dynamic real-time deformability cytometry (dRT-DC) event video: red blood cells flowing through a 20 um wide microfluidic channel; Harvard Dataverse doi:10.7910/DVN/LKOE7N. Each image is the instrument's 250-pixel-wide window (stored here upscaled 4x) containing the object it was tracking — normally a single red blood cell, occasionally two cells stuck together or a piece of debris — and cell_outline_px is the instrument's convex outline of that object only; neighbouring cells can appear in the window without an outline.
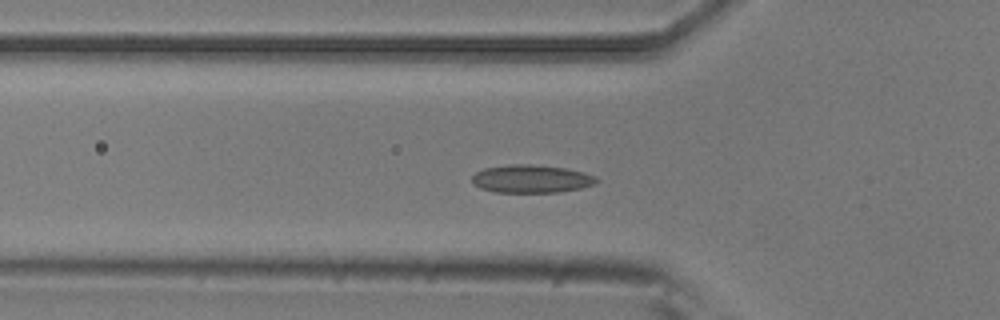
{"species": "common noctule bat (a hibernating species)", "species_latin": "Nyctalus noctula", "temperature_condition": "room temperature", "stored_images_in_passage": 54, "camera_frame_rate_fps": 3000, "um_per_image_px": 0.085, "animal": {"sex": "male", "body_mass_g": 20.5, "forearm_length_mm": 52.5}, "frame": {"image": 1, "passage_image": 17, "time_ms": 5.333, "image_size_px": [1000, 320], "cell_outline_px": [[600, 180], [596, 184], [580, 188], [560, 192], [496, 192], [480, 188], [472, 180], [472, 176], [476, 172], [484, 168], [508, 164], [532, 164], [564, 168], [584, 172], [596, 176]], "centroid_in_image_um": [45.2, 15.19], "position_along_channel_um": 80.6, "area_um2": 20.35}}
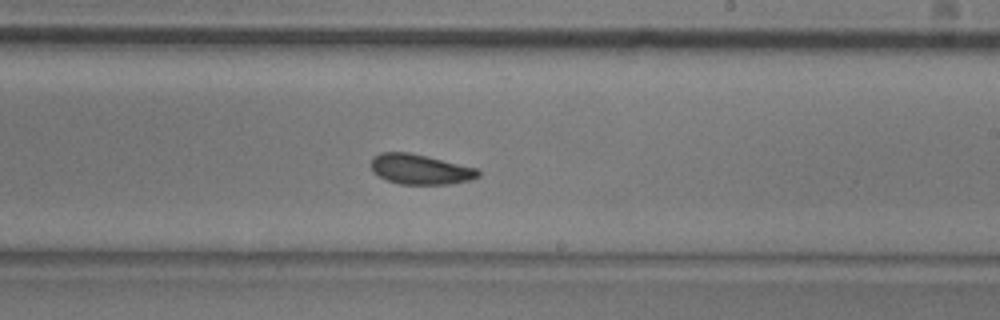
{"frame": {"image": 2, "passage_image": 31, "time_ms": 10.0, "image_size_px": [1000, 320], "cell_outline_px": [[480, 176], [472, 180], [448, 184], [400, 184], [388, 180], [372, 172], [368, 164], [372, 156], [380, 152], [408, 152], [480, 168]], "centroid_in_image_um": [35.71, 14.38], "position_along_channel_um": 253.3, "area_um2": 19.13}}
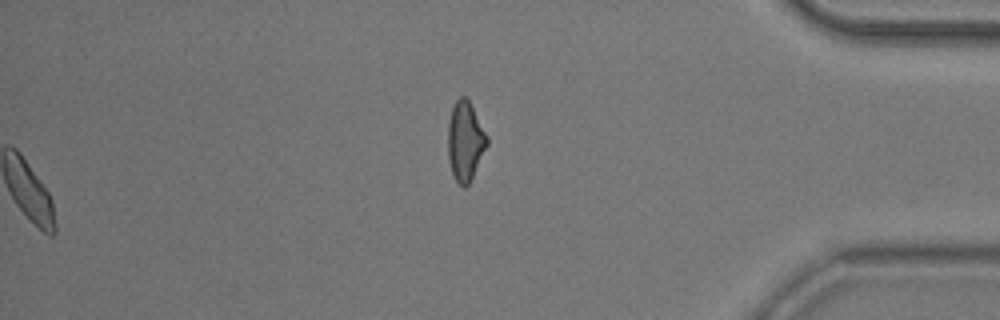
{"frame": {"image": 3, "passage_image": 54, "time_ms": 17.667, "image_size_px": [1000, 320], "cell_outline_px": [[488, 144], [468, 184], [464, 188], [452, 176], [448, 160], [448, 120], [452, 108], [456, 100], [460, 96], [464, 96], [468, 100], [488, 136]], "centroid_in_image_um": [39.52, 11.99], "position_along_channel_um": 395.7, "area_um2": 17.92}, "authors_computed_cell_mechanics": {"area_um2": 19.1029, "velocity_mm_per_s": 3.6828, "shape_relaxation_time_tau1_ms": 8.5936, "shape_relaxation_time_tau2_ms": 3.5097, "deformation_change_tau1": 0.1162, "deformation_change_tau2": 0.068}}